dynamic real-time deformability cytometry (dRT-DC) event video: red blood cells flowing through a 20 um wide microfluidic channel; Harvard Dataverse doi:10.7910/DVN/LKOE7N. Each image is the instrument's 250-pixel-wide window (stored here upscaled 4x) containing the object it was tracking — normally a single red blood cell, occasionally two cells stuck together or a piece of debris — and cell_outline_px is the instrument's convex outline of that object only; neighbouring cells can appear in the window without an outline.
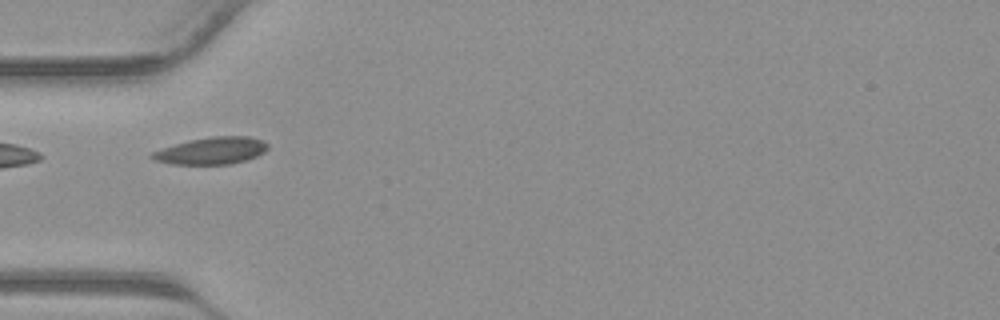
{"species": "common noctule bat (a hibernating species)", "species_latin": "Nyctalus noctula", "temperature_condition": "warm", "stored_images_in_passage": 30, "camera_frame_rate_fps": 3000, "um_per_image_px": 0.085, "animal": {"sex": "male", "body_mass_g": 23.1, "forearm_length_mm": 52.7}, "frame": {"image": 1, "passage_image": 2, "time_ms": 0.333, "image_size_px": [1000, 320], "cell_outline_px": [[268, 148], [264, 152], [256, 156], [244, 160], [228, 164], [172, 164], [156, 160], [148, 156], [152, 152], [188, 140], [212, 136], [248, 136], [264, 140], [268, 144]], "centroid_in_image_um": [18.0, 12.8], "position_along_channel_um": 67.0, "area_um2": 18.09}}
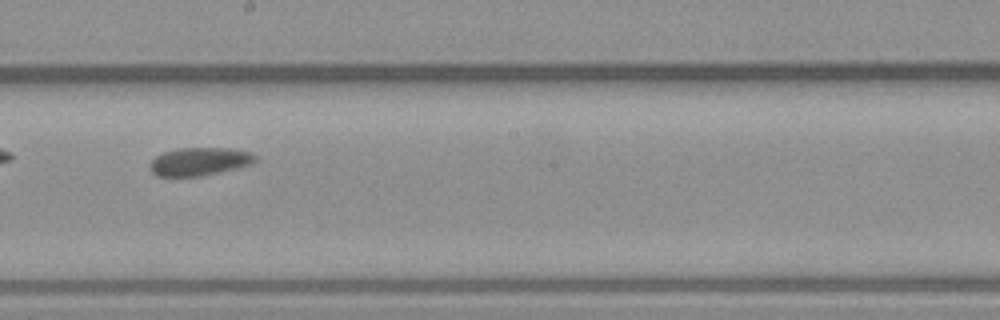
{"frame": {"image": 2, "passage_image": 12, "time_ms": 3.667, "image_size_px": [1000, 320], "cell_outline_px": [[260, 160], [252, 164], [240, 168], [200, 176], [156, 176], [148, 168], [148, 164], [156, 156], [164, 152], [180, 148], [228, 148], [252, 152]], "centroid_in_image_um": [16.99, 13.73], "position_along_channel_um": 231.2, "area_um2": 17.51}}
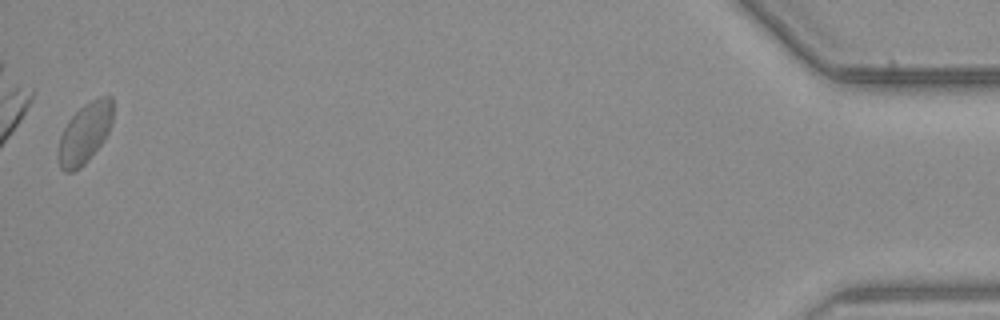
{"frame": {"image": 3, "passage_image": 30, "time_ms": 9.667, "image_size_px": [1000, 320], "cell_outline_px": [[112, 124], [104, 140], [88, 160], [80, 168], [72, 172], [64, 172], [60, 168], [56, 156], [60, 136], [68, 120], [84, 104], [100, 96], [112, 96]], "centroid_in_image_um": [7.18, 11.35], "position_along_channel_um": 428.0, "area_um2": 19.36}}